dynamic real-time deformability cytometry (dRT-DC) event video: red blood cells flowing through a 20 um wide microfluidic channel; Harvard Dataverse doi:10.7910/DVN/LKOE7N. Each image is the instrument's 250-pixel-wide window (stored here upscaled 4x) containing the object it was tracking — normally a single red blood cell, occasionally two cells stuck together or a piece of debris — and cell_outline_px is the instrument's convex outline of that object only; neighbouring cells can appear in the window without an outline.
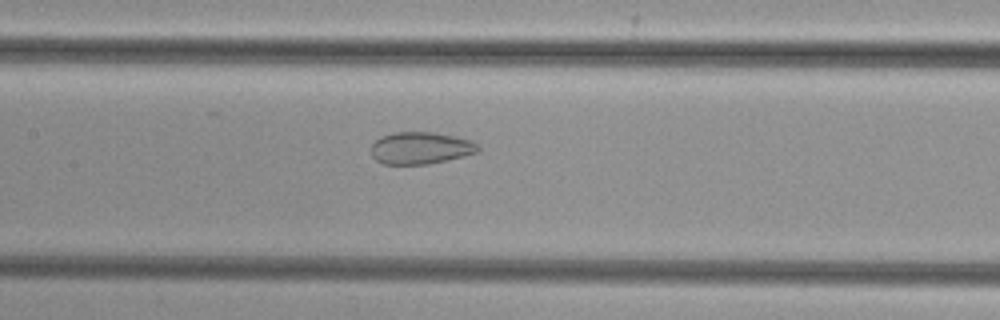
{"species": "common noctule bat (a hibernating species)", "species_latin": "Nyctalus noctula", "temperature_condition": "cold", "stored_images_in_passage": 51, "camera_frame_rate_fps": 3000, "um_per_image_px": 0.085, "animal": {"sex": "female", "body_mass_g": 29.2, "forearm_length_mm": 56.3}, "frame": {"image": 1, "passage_image": 25, "time_ms": 8.0, "image_size_px": [1000, 320], "cell_outline_px": [[480, 152], [448, 160], [428, 164], [384, 164], [376, 160], [372, 156], [372, 144], [380, 136], [392, 132], [436, 132], [456, 136], [472, 140], [480, 148]], "centroid_in_image_um": [35.78, 12.57], "position_along_channel_um": 171.6, "area_um2": 20.23}}
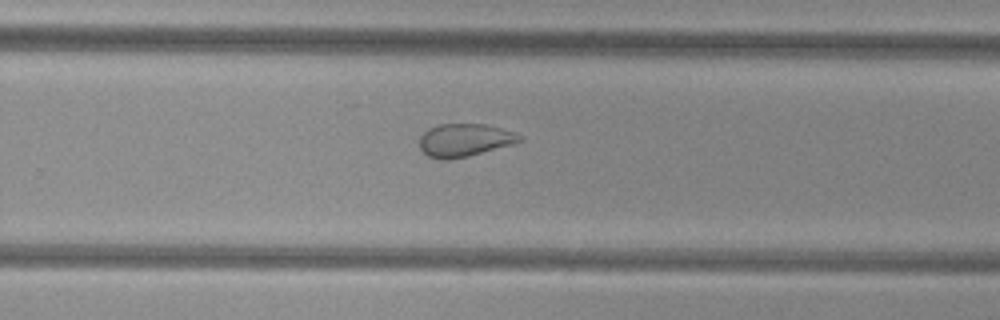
{"frame": {"image": 2, "passage_image": 34, "time_ms": 11.0, "image_size_px": [1000, 320], "cell_outline_px": [[524, 140], [512, 144], [468, 156], [448, 160], [440, 160], [428, 156], [420, 148], [420, 136], [428, 128], [440, 124], [488, 124], [524, 136]], "centroid_in_image_um": [39.48, 11.91], "position_along_channel_um": 290.3, "area_um2": 19.19}}
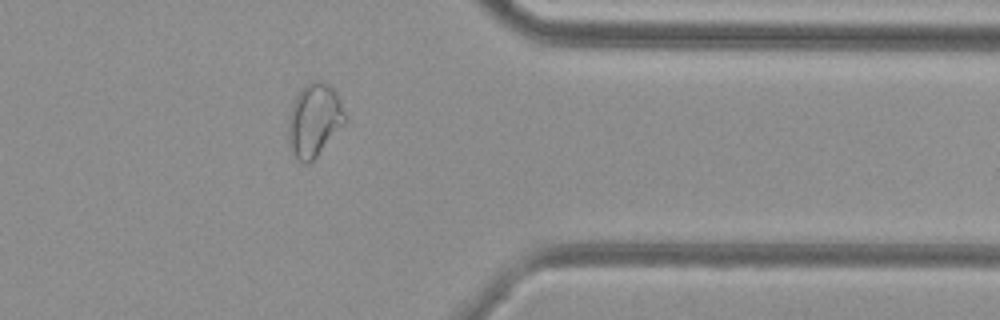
{"frame": {"image": 3, "passage_image": 42, "time_ms": 13.667, "image_size_px": [1000, 320], "cell_outline_px": [[348, 120], [316, 156], [308, 164], [304, 164], [292, 152], [288, 144], [288, 116], [292, 104], [300, 88], [304, 84], [312, 80], [320, 80], [328, 84], [336, 92], [348, 116]], "centroid_in_image_um": [26.71, 10.17], "position_along_channel_um": 384.7, "area_um2": 24.45}}